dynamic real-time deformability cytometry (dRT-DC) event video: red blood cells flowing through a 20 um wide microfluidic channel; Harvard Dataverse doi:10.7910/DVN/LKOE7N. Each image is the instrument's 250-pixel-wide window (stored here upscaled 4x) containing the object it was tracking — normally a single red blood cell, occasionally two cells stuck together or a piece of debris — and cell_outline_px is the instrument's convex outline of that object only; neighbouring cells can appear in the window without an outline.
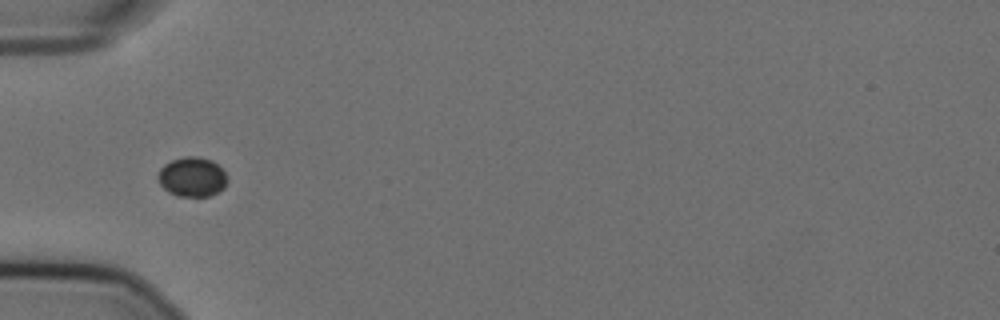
{"species": "Egyptian fruit bat (a non-hibernating species)", "species_latin": "Rousettus aegyptiacus", "temperature_condition": "cold", "stored_images_in_passage": 28, "camera_frame_rate_fps": 3000, "um_per_image_px": 0.085, "animal": {"sex": "female"}, "frame": {"image": 1, "passage_image": 1, "time_ms": 0.0, "image_size_px": [1000, 320], "cell_outline_px": [[228, 180], [224, 188], [208, 196], [176, 196], [168, 192], [160, 184], [156, 176], [160, 168], [164, 164], [172, 160], [184, 156], [196, 156], [212, 160], [224, 172]], "centroid_in_image_um": [16.3, 15.03], "position_along_channel_um": 68.7, "area_um2": 16.01}}
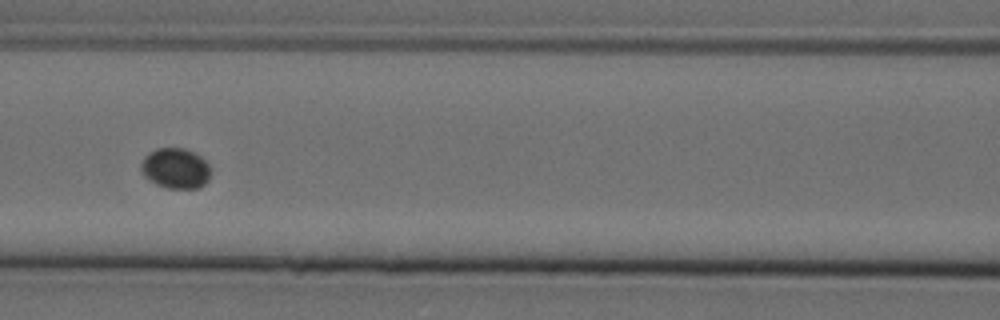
{"frame": {"image": 2, "passage_image": 8, "time_ms": 2.333, "image_size_px": [1000, 320], "cell_outline_px": [[208, 180], [200, 188], [168, 188], [156, 184], [144, 176], [140, 172], [140, 164], [144, 156], [148, 152], [156, 148], [184, 148], [200, 156], [208, 164]], "centroid_in_image_um": [14.86, 14.3], "position_along_channel_um": 151.7, "area_um2": 16.36}}
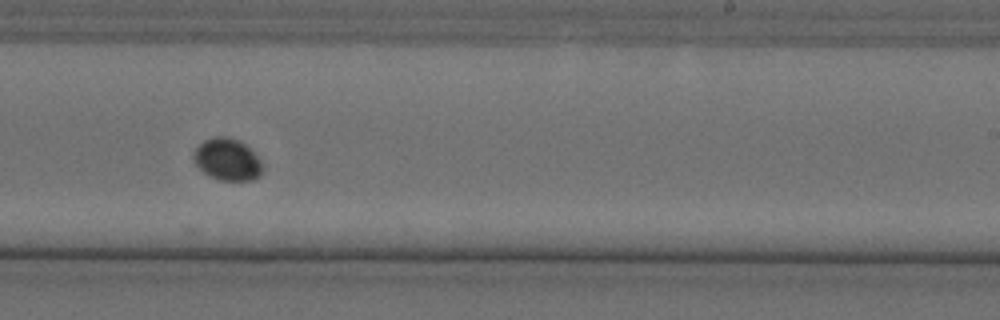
{"frame": {"image": 3, "passage_image": 18, "time_ms": 5.667, "image_size_px": [1000, 320], "cell_outline_px": [[264, 168], [260, 176], [252, 180], [220, 180], [204, 172], [192, 160], [192, 152], [204, 140], [212, 136], [228, 136], [240, 140], [260, 160]], "centroid_in_image_um": [19.31, 13.54], "position_along_channel_um": 269.7, "area_um2": 16.88}}